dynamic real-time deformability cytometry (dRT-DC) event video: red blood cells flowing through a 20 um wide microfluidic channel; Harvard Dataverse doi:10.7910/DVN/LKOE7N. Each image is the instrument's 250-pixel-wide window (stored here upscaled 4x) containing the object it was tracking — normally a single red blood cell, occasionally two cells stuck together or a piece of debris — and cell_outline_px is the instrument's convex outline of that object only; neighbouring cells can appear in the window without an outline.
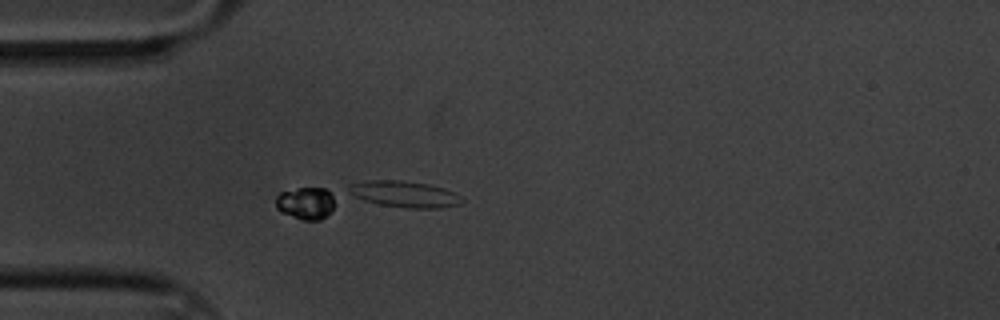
{"species": "common noctule bat (a hibernating species)", "species_latin": "Nyctalus noctula", "temperature_condition": "cold", "stored_images_in_passage": 8, "camera_frame_rate_fps": 3000, "um_per_image_px": 0.085, "animal": {"sex": "male", "body_mass_g": 20.1, "forearm_length_mm": 53.5}, "frame": {"image": 1, "passage_image": 7, "time_ms": 2.0, "image_size_px": [1000, 320], "cell_outline_px": [[332, 208], [320, 220], [304, 220], [280, 212], [276, 208], [276, 196], [280, 192], [300, 188], [324, 188], [332, 192]], "centroid_in_image_um": [25.94, 17.26], "position_along_channel_um": 59.1, "area_um2": 10.87}}